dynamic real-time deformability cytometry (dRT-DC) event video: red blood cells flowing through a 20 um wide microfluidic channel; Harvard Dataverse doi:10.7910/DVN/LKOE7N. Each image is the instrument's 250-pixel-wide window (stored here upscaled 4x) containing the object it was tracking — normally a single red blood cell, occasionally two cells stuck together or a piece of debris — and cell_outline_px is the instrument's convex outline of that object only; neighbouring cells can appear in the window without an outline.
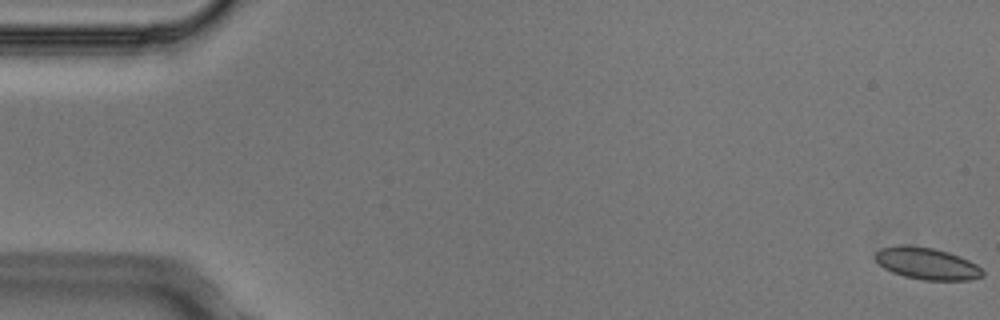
{"species": "Egyptian fruit bat (a non-hibernating species)", "species_latin": "Rousettus aegyptiacus", "temperature_condition": "cold", "stored_images_in_passage": 4, "camera_frame_rate_fps": 3000, "um_per_image_px": 0.085, "animal": {"sex": "male"}, "frame": {"image": 1, "passage_image": 1, "time_ms": 0.0, "image_size_px": [1000, 320], "cell_outline_px": [[984, 276], [972, 280], [924, 280], [904, 276], [892, 272], [884, 268], [876, 260], [876, 252], [880, 248], [900, 244], [908, 244], [932, 248], [948, 252], [960, 256], [976, 264], [984, 272]], "centroid_in_image_um": [78.79, 22.39], "position_along_channel_um": 6.2, "area_um2": 20.0}}
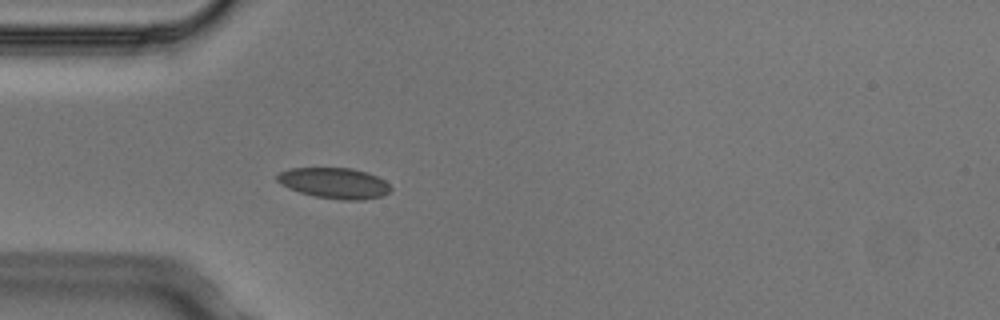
{"frame": {"image": 2, "passage_image": 4, "time_ms": 1.0, "image_size_px": [1000, 320], "cell_outline_px": [[392, 188], [388, 192], [380, 196], [364, 200], [340, 200], [316, 196], [300, 192], [288, 188], [280, 184], [276, 180], [276, 176], [280, 172], [288, 168], [352, 168], [368, 172], [384, 180]], "centroid_in_image_um": [28.4, 15.56], "position_along_channel_um": 56.6, "area_um2": 20.35}}